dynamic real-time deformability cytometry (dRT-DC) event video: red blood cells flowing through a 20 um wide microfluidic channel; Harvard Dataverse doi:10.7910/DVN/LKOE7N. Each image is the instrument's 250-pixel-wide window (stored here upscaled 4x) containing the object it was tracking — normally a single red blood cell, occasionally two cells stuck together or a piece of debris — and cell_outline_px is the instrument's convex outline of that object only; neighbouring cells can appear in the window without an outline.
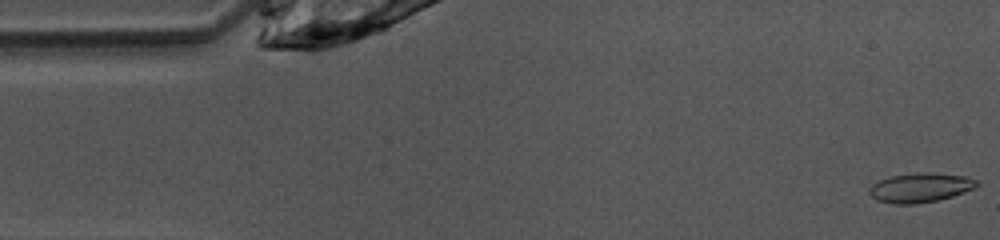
{"species": "common noctule bat (a hibernating species)", "species_latin": "Nyctalus noctula", "temperature_condition": "warm", "stored_images_in_passage": 47, "camera_frame_rate_fps": 3000, "um_per_image_px": 0.085, "animal": {"sex": "female", "body_mass_g": 10.0, "forearm_length_mm": 53.1}, "frame": {"image": 1, "passage_image": 1, "time_ms": 0.0, "image_size_px": [1000, 240], "cell_outline_px": [[980, 184], [976, 188], [952, 196], [936, 200], [916, 204], [896, 204], [876, 200], [868, 192], [868, 188], [872, 184], [888, 176], [920, 172], [928, 172], [968, 176], [976, 180]], "centroid_in_image_um": [78.23, 15.94], "position_along_channel_um": 6.8, "area_um2": 18.55}}
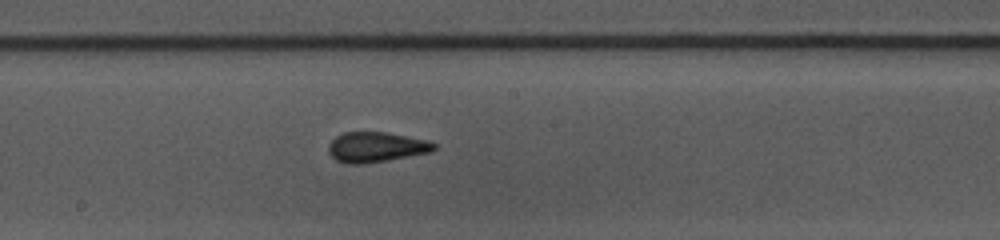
{"frame": {"image": 2, "passage_image": 24, "time_ms": 7.667, "image_size_px": [1000, 240], "cell_outline_px": [[436, 148], [432, 152], [364, 164], [348, 164], [336, 160], [328, 152], [328, 144], [336, 136], [344, 132], [388, 132], [428, 140], [436, 144]], "centroid_in_image_um": [31.97, 12.5], "position_along_channel_um": 216.2, "area_um2": 18.67}}
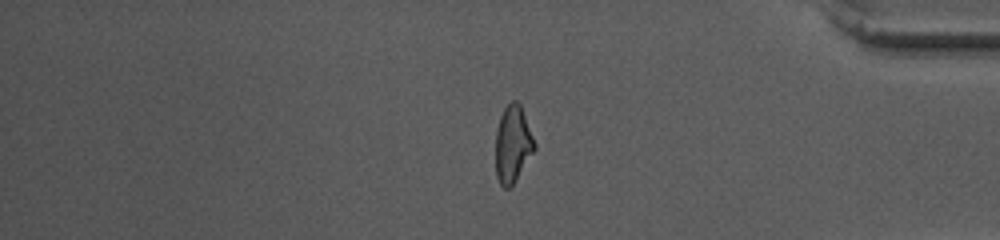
{"frame": {"image": 3, "passage_image": 39, "time_ms": 12.667, "image_size_px": [1000, 240], "cell_outline_px": [[536, 148], [512, 184], [508, 188], [504, 188], [500, 184], [496, 176], [496, 132], [500, 116], [504, 108], [512, 100], [516, 100], [520, 104], [536, 144]], "centroid_in_image_um": [43.58, 12.23], "position_along_channel_um": 391.6, "area_um2": 17.17}}